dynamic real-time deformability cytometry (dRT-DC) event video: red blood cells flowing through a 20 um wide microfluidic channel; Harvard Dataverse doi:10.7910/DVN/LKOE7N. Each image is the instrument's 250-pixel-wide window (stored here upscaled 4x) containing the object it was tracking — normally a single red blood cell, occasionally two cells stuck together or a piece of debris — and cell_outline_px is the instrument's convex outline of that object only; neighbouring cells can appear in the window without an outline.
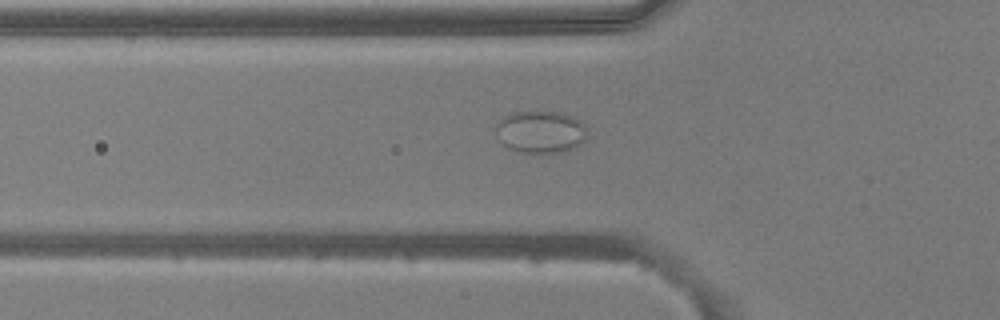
{"species": "common noctule bat (a hibernating species)", "species_latin": "Nyctalus noctula", "temperature_condition": "warm", "stored_images_in_passage": 52, "camera_frame_rate_fps": 3000, "um_per_image_px": 0.085, "animal": {"sex": "male", "body_mass_g": 20.5, "forearm_length_mm": 52.5}, "frame": {"image": 1, "passage_image": 18, "time_ms": 5.667, "image_size_px": [1000, 320], "cell_outline_px": [[584, 140], [576, 148], [560, 152], [520, 152], [508, 148], [496, 136], [496, 124], [504, 116], [512, 112], [564, 112], [580, 120], [584, 124]], "centroid_in_image_um": [45.93, 11.2], "position_along_channel_um": 79.9, "area_um2": 22.37}}
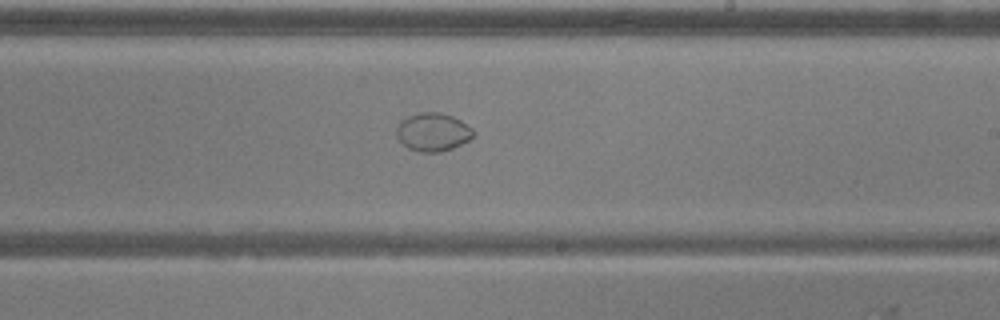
{"frame": {"image": 2, "passage_image": 31, "time_ms": 10.0, "image_size_px": [1000, 320], "cell_outline_px": [[476, 132], [468, 140], [452, 148], [440, 152], [420, 152], [408, 148], [396, 136], [396, 128], [400, 120], [408, 116], [420, 112], [440, 112], [452, 116], [460, 120], [472, 128]], "centroid_in_image_um": [36.78, 11.21], "position_along_channel_um": 252.2, "area_um2": 17.11}}
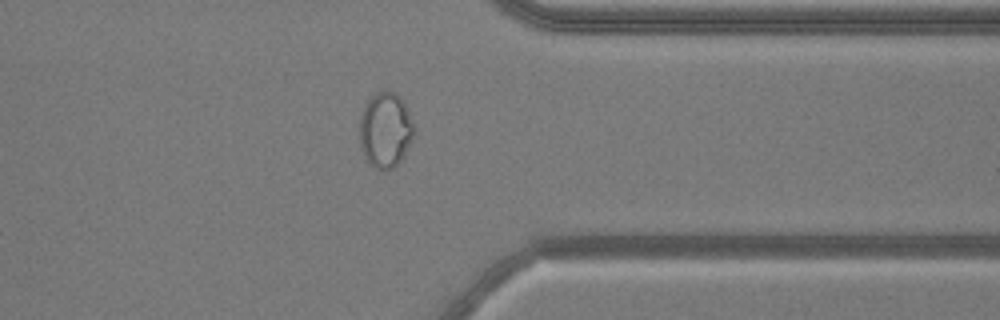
{"frame": {"image": 3, "passage_image": 41, "time_ms": 13.333, "image_size_px": [1000, 320], "cell_outline_px": [[416, 132], [404, 156], [396, 168], [376, 168], [364, 156], [360, 144], [360, 116], [364, 104], [376, 92], [396, 92], [400, 96], [416, 128]], "centroid_in_image_um": [32.78, 11.04], "position_along_channel_um": 378.6, "area_um2": 23.87}}